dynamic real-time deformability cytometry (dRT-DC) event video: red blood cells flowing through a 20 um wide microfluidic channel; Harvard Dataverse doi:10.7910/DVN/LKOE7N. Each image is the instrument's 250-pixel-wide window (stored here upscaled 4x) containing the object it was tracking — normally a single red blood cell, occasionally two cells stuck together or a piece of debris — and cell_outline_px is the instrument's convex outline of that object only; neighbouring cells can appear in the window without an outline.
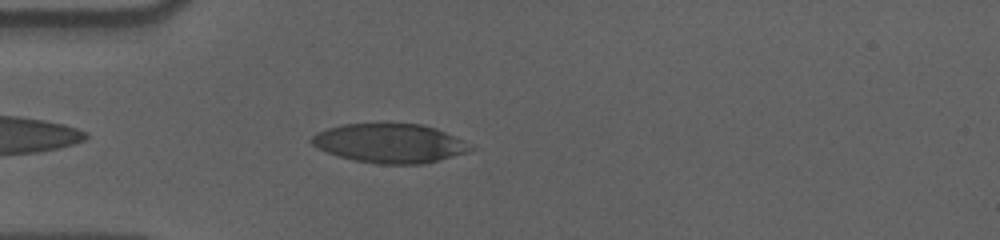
{"species": "human", "species_latin": "Homo sapiens", "temperature_condition": "cold", "stored_images_in_passage": 36, "camera_frame_rate_fps": 3000, "um_per_image_px": 0.085, "donor": {"sex": "male"}, "frame": {"image": 1, "passage_image": 3, "time_ms": 0.667, "image_size_px": [1000, 240], "cell_outline_px": [[472, 148], [468, 152], [424, 164], [380, 164], [356, 160], [340, 156], [328, 152], [312, 144], [308, 140], [316, 132], [328, 128], [344, 124], [380, 120], [388, 120], [424, 124], [436, 128], [460, 140]], "centroid_in_image_um": [33.07, 12.12], "position_along_channel_um": 51.9, "area_um2": 36.88}}
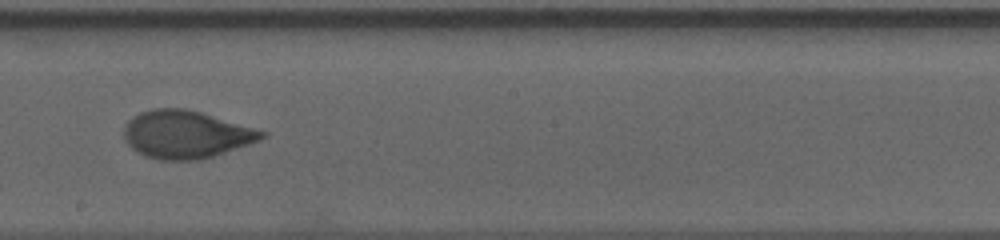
{"frame": {"image": 2, "passage_image": 19, "time_ms": 6.0, "image_size_px": [1000, 240], "cell_outline_px": [[268, 136], [260, 140], [200, 160], [160, 160], [144, 156], [136, 152], [128, 144], [124, 136], [124, 128], [128, 120], [132, 116], [140, 112], [152, 108], [184, 108], [200, 112], [268, 132]], "centroid_in_image_um": [15.78, 11.42], "position_along_channel_um": 232.4, "area_um2": 38.26}}
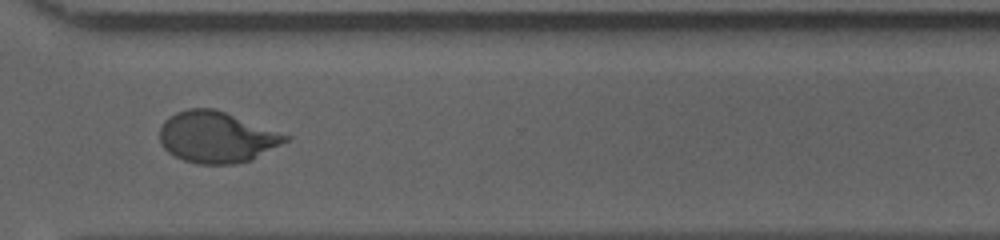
{"frame": {"image": 3, "passage_image": 29, "time_ms": 9.333, "image_size_px": [1000, 240], "cell_outline_px": [[292, 136], [288, 140], [252, 160], [232, 164], [200, 164], [184, 160], [168, 152], [160, 144], [160, 128], [164, 120], [176, 112], [188, 108], [212, 108], [224, 112]], "centroid_in_image_um": [18.4, 11.66], "position_along_channel_um": 352.2, "area_um2": 37.28}, "authors_computed_cell_mechanics": {"area_um2": 37.57, "velocity_mm_per_s": 3.588, "shape_relaxation_time_tau1_ms": 5.8292, "shape_relaxation_time_tau2_ms": 0.9385, "deformation_change_tau1": 0.1929, "deformation_change_tau2": 0.0526}}